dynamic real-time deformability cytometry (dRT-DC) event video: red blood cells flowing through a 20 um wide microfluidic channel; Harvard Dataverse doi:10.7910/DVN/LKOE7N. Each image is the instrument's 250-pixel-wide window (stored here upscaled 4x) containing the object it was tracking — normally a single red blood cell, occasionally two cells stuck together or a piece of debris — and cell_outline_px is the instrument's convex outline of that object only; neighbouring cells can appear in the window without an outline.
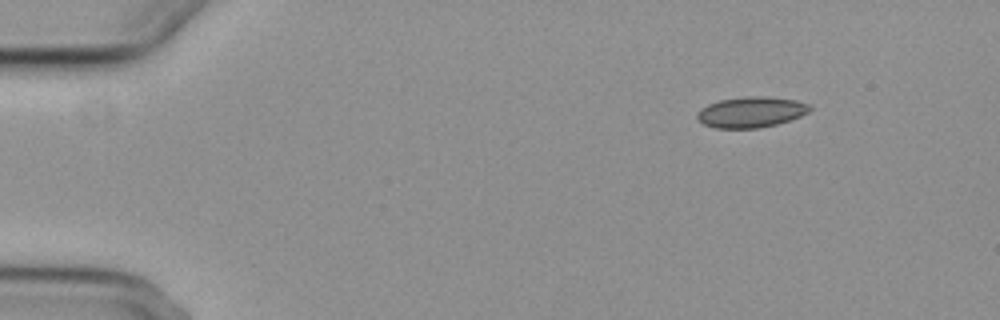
{"species": "common noctule bat (a hibernating species)", "species_latin": "Nyctalus noctula", "temperature_condition": "cold", "stored_images_in_passage": 5, "camera_frame_rate_fps": 3000, "um_per_image_px": 0.085, "animal": {"sex": "female", "body_mass_g": 29.2, "forearm_length_mm": 56.3}, "frame": {"image": 1, "passage_image": 1, "time_ms": 0.0, "image_size_px": [1000, 320], "cell_outline_px": [[812, 108], [808, 112], [800, 116], [776, 124], [760, 128], [716, 128], [704, 124], [696, 116], [696, 112], [700, 108], [708, 104], [720, 100], [748, 96], [768, 96], [796, 100], [808, 104]], "centroid_in_image_um": [63.83, 9.52], "position_along_channel_um": 21.2, "area_um2": 20.11}}
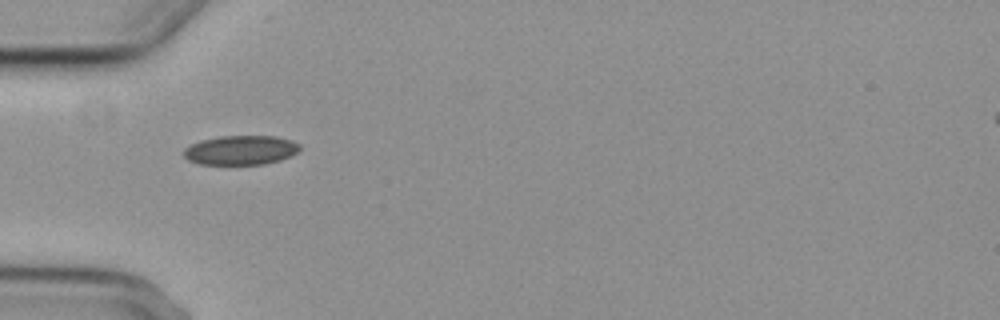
{"frame": {"image": 2, "passage_image": 4, "time_ms": 3.667, "image_size_px": [1000, 320], "cell_outline_px": [[300, 148], [296, 152], [280, 160], [264, 164], [200, 164], [188, 160], [184, 156], [184, 148], [200, 140], [220, 136], [276, 136], [292, 140], [300, 144]], "centroid_in_image_um": [20.45, 12.75], "position_along_channel_um": 64.5, "area_um2": 19.77}}
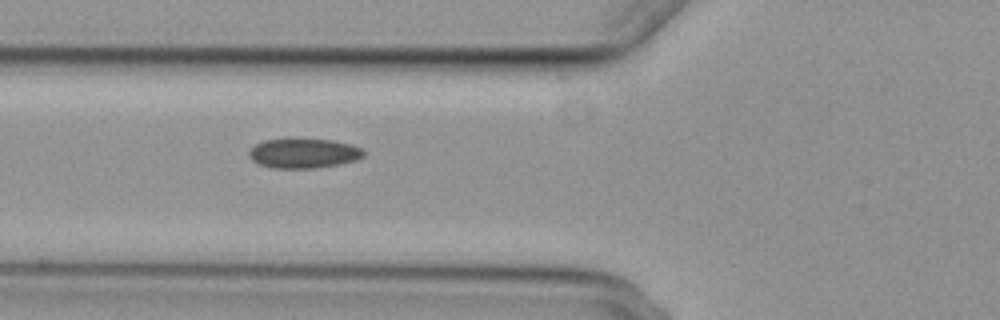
{"frame": {"image": 3, "passage_image": 5, "time_ms": 4.667, "image_size_px": [1000, 320], "cell_outline_px": [[364, 156], [356, 160], [340, 164], [316, 168], [272, 168], [260, 164], [252, 160], [248, 156], [248, 152], [256, 144], [264, 140], [288, 136], [332, 140], [352, 144], [360, 148], [364, 152]], "centroid_in_image_um": [25.78, 12.99], "position_along_channel_um": 100.0, "area_um2": 20.52}}